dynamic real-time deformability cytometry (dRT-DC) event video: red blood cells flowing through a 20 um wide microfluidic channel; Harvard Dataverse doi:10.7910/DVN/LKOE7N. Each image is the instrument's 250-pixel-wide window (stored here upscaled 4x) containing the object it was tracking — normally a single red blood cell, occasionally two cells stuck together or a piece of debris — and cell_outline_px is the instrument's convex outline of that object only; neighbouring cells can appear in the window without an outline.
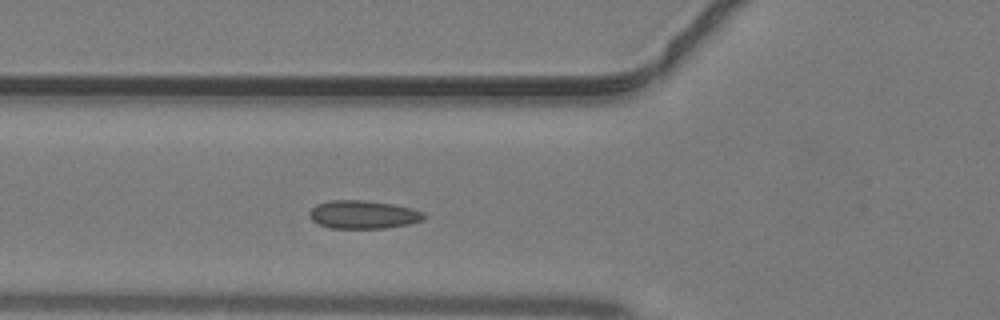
{"species": "common noctule bat (a hibernating species)", "species_latin": "Nyctalus noctula", "temperature_condition": "warm", "stored_images_in_passage": 31, "segment_of_instrument_passage": [1, 2], "camera_frame_rate_fps": 3000, "um_per_image_px": 0.085, "animal": {"sex": "male", "body_mass_g": 19.2, "forearm_length_mm": 51.8}, "frame": {"image": 1, "passage_image": 2, "time_ms": 0.333, "image_size_px": [1000, 320], "cell_outline_px": [[424, 220], [408, 224], [388, 228], [328, 228], [312, 220], [308, 216], [308, 212], [316, 204], [328, 200], [364, 200], [392, 204], [412, 208], [424, 212]], "centroid_in_image_um": [30.85, 18.23], "position_along_channel_um": 94.9, "area_um2": 18.96}}
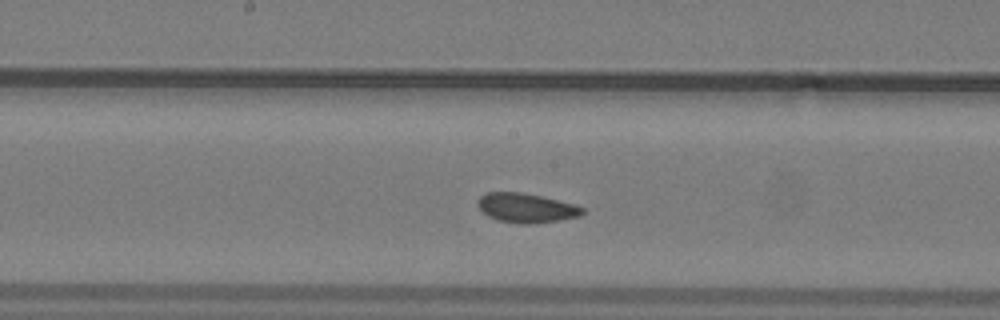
{"frame": {"image": 2, "passage_image": 9, "time_ms": 2.667, "image_size_px": [1000, 320], "cell_outline_px": [[584, 212], [580, 216], [560, 220], [528, 224], [524, 224], [500, 220], [488, 216], [476, 204], [476, 200], [484, 192], [520, 192], [540, 196], [576, 204], [584, 208]], "centroid_in_image_um": [44.73, 17.66], "position_along_channel_um": 203.5, "area_um2": 17.86}}
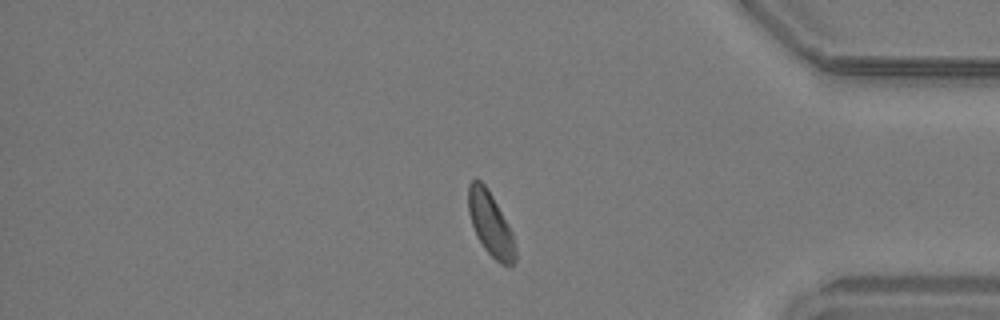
{"frame": {"image": 3, "passage_image": 23, "time_ms": 7.333, "image_size_px": [1000, 320], "cell_outline_px": [[516, 260], [512, 264], [500, 264], [484, 248], [476, 236], [468, 212], [468, 184], [472, 180], [480, 180], [488, 188], [508, 224], [512, 232], [516, 248]], "centroid_in_image_um": [41.68, 19.03], "position_along_channel_um": 393.5, "area_um2": 17.4}}